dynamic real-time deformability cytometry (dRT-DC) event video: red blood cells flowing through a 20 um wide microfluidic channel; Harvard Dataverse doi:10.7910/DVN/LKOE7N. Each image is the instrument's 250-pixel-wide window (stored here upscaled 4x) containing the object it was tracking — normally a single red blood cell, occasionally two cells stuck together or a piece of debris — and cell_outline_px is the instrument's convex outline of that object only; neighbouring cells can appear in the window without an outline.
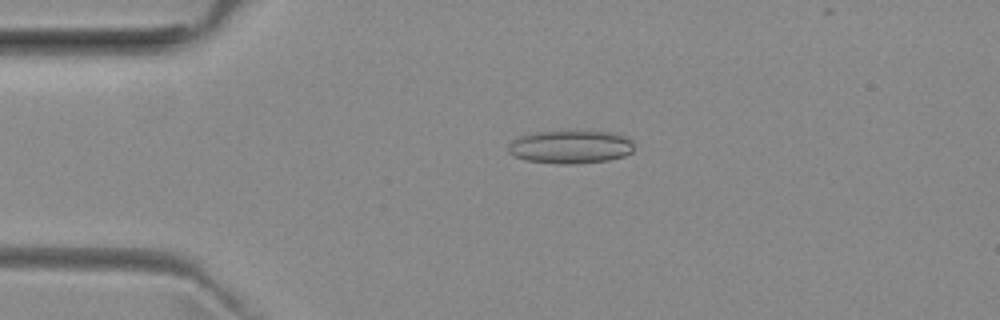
{"species": "common noctule bat (a hibernating species)", "species_latin": "Nyctalus noctula", "temperature_condition": "room temperature", "stored_images_in_passage": 10, "camera_frame_rate_fps": 3000, "um_per_image_px": 0.085, "animal": {"sex": "female", "body_mass_g": 29.2, "forearm_length_mm": 56.3}, "frame": {"image": 1, "passage_image": 6, "time_ms": 1.667, "image_size_px": [1000, 320], "cell_outline_px": [[632, 152], [624, 156], [608, 160], [572, 164], [560, 164], [528, 160], [516, 156], [508, 152], [508, 144], [512, 140], [536, 132], [572, 128], [608, 132], [624, 136], [632, 140]], "centroid_in_image_um": [48.51, 12.44], "position_along_channel_um": 36.5, "area_um2": 24.8}}